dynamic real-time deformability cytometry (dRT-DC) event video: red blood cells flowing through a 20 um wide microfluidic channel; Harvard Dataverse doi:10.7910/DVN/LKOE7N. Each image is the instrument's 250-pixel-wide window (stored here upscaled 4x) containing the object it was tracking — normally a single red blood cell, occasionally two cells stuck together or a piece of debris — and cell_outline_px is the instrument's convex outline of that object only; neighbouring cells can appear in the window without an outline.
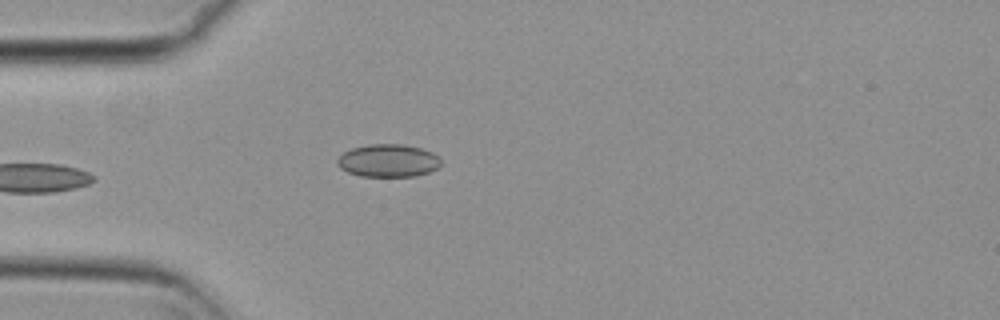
{"species": "common noctule bat (a hibernating species)", "species_latin": "Nyctalus noctula", "temperature_condition": "cold", "stored_images_in_passage": 19, "camera_frame_rate_fps": 3000, "um_per_image_px": 0.085, "animal": {"sex": "female", "body_mass_g": 29.2, "forearm_length_mm": 56.3}, "frame": {"image": 1, "passage_image": 4, "time_ms": 1.0, "image_size_px": [1000, 320], "cell_outline_px": [[440, 164], [436, 168], [428, 172], [416, 176], [360, 176], [348, 172], [340, 168], [336, 164], [336, 160], [344, 152], [352, 148], [368, 144], [400, 144], [420, 148], [432, 152], [440, 156]], "centroid_in_image_um": [32.98, 13.65], "position_along_channel_um": 52.0, "area_um2": 19.77}}
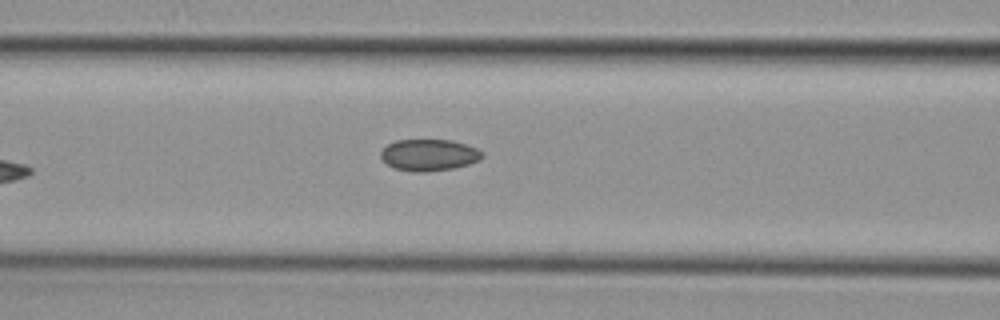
{"frame": {"image": 2, "passage_image": 11, "time_ms": 3.333, "image_size_px": [1000, 320], "cell_outline_px": [[484, 156], [480, 160], [456, 168], [424, 172], [416, 172], [392, 168], [380, 156], [380, 152], [388, 144], [396, 140], [452, 140], [476, 148], [484, 152]], "centroid_in_image_um": [36.48, 13.18], "position_along_channel_um": 130.1, "area_um2": 18.73}}
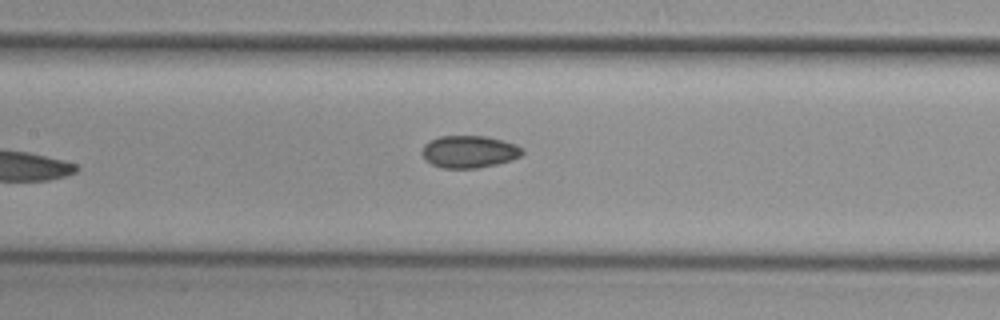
{"frame": {"image": 3, "passage_image": 14, "time_ms": 4.333, "image_size_px": [1000, 320], "cell_outline_px": [[524, 152], [520, 156], [496, 164], [476, 168], [440, 168], [424, 160], [420, 152], [424, 144], [440, 136], [488, 136], [516, 144], [524, 148]], "centroid_in_image_um": [39.85, 12.89], "position_along_channel_um": 167.5, "area_um2": 18.96}}